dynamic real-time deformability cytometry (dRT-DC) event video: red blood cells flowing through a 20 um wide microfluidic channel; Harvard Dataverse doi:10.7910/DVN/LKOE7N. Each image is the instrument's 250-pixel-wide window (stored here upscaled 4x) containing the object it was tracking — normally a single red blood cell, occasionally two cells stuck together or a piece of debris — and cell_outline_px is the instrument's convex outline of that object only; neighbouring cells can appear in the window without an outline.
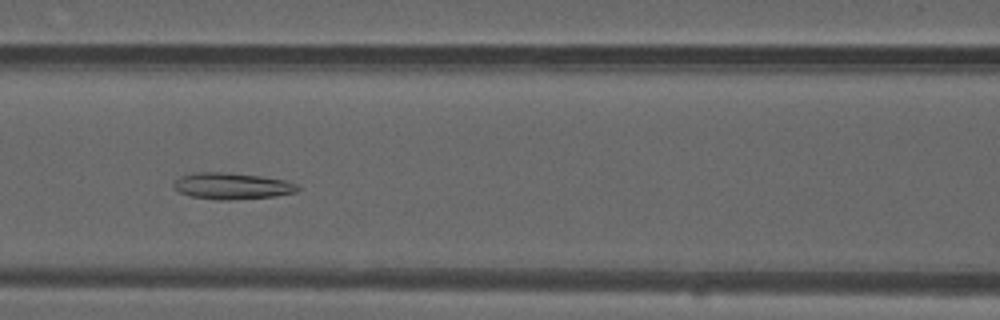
{"species": "common noctule bat (a hibernating species)", "species_latin": "Nyctalus noctula", "temperature_condition": "warm", "stored_images_in_passage": 33, "camera_frame_rate_fps": 3000, "um_per_image_px": 0.085, "animal": {"sex": "male", "forearm_length_mm": 52.5}, "frame": {"image": 1, "passage_image": 12, "time_ms": 3.667, "image_size_px": [1000, 320], "cell_outline_px": [[300, 188], [296, 192], [276, 196], [232, 200], [216, 200], [188, 196], [172, 188], [172, 184], [180, 176], [192, 172], [228, 172], [260, 176], [284, 180], [296, 184]], "centroid_in_image_um": [19.67, 15.81], "position_along_channel_um": 146.9, "area_um2": 19.36}}
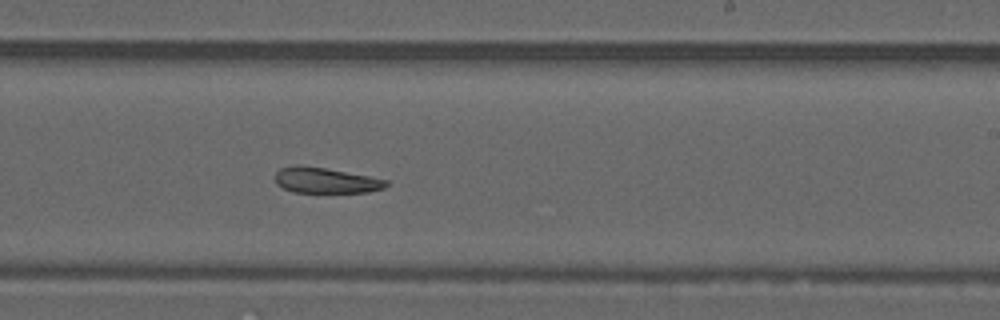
{"frame": {"image": 2, "passage_image": 21, "time_ms": 6.667, "image_size_px": [1000, 320], "cell_outline_px": [[388, 184], [384, 188], [368, 192], [292, 192], [276, 184], [276, 172], [280, 168], [296, 164], [324, 168], [368, 176], [388, 180]], "centroid_in_image_um": [27.66, 15.33], "position_along_channel_um": 261.3, "area_um2": 16.42}}
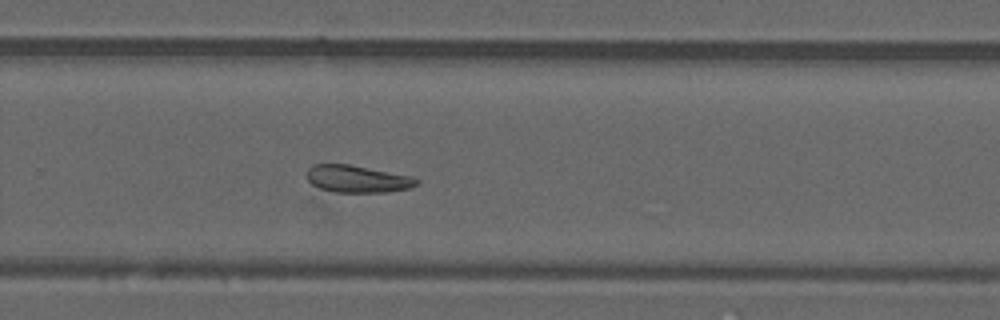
{"frame": {"image": 3, "passage_image": 24, "time_ms": 7.667, "image_size_px": [1000, 320], "cell_outline_px": [[420, 180], [416, 184], [408, 188], [388, 192], [332, 192], [320, 188], [312, 184], [308, 180], [308, 168], [312, 164], [348, 164], [408, 176]], "centroid_in_image_um": [30.32, 15.21], "position_along_channel_um": 299.5, "area_um2": 17.05}}